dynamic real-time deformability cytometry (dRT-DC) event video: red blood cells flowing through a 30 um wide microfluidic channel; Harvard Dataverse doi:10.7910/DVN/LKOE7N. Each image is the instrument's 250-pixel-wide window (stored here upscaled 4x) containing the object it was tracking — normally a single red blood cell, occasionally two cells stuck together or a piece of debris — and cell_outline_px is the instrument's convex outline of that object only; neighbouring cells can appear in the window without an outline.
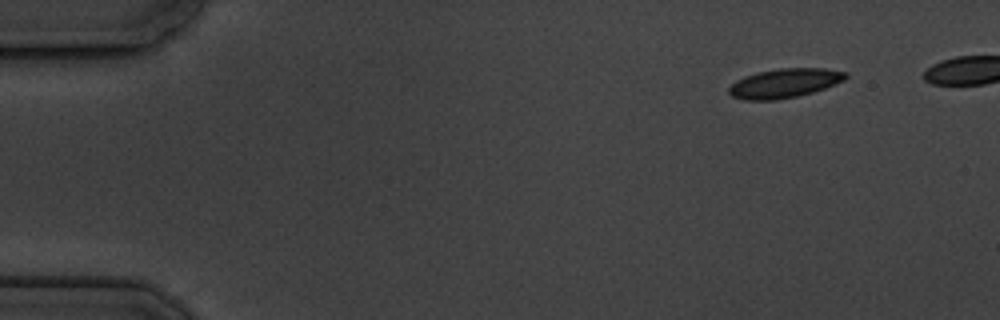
{"species": "common noctule bat (a hibernating species)", "species_latin": "Nyctalus noctula", "temperature_condition": "cold", "stored_images_in_passage": 5, "camera_frame_rate_fps": 3000, "um_per_image_px": 0.085, "animal": {"sex": "male", "body_mass_g": 19.5, "forearm_length_mm": 54.6}, "frame": {"image": 1, "passage_image": 1, "time_ms": 0.0, "image_size_px": [1000, 320], "cell_outline_px": [[848, 76], [844, 80], [824, 88], [812, 92], [796, 96], [776, 100], [744, 100], [732, 96], [728, 92], [728, 88], [736, 80], [744, 76], [756, 72], [780, 68], [824, 68], [848, 72]], "centroid_in_image_um": [66.66, 7.06], "position_along_channel_um": 18.3, "area_um2": 19.88}}